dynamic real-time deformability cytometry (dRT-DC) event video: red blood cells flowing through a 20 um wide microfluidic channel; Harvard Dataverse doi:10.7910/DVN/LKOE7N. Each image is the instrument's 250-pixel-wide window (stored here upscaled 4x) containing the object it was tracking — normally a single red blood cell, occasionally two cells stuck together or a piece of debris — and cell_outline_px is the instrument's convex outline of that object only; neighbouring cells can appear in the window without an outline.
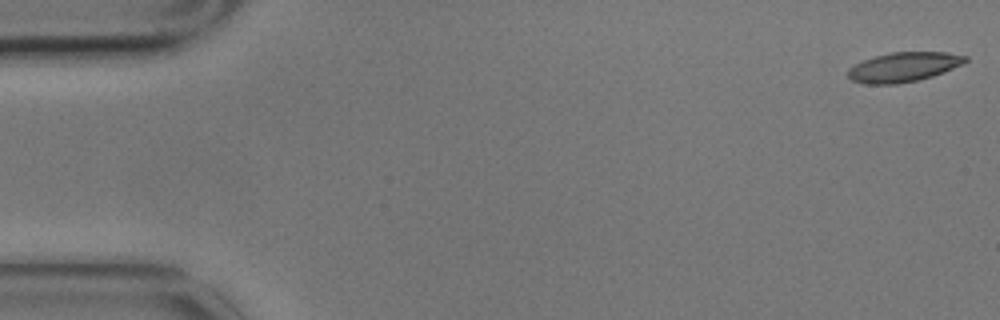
{"species": "common noctule bat (a hibernating species)", "species_latin": "Nyctalus noctula", "temperature_condition": "cold", "stored_images_in_passage": 5, "camera_frame_rate_fps": 3000, "um_per_image_px": 0.085, "animal": {"sex": "male", "body_mass_g": 17.9}, "frame": {"image": 1, "passage_image": 1, "time_ms": 0.0, "image_size_px": [1000, 320], "cell_outline_px": [[968, 60], [964, 64], [944, 72], [932, 76], [916, 80], [896, 84], [868, 84], [852, 80], [848, 76], [848, 68], [864, 60], [876, 56], [892, 52], [948, 52], [968, 56]], "centroid_in_image_um": [76.85, 5.69], "position_along_channel_um": 8.1, "area_um2": 20.11}}
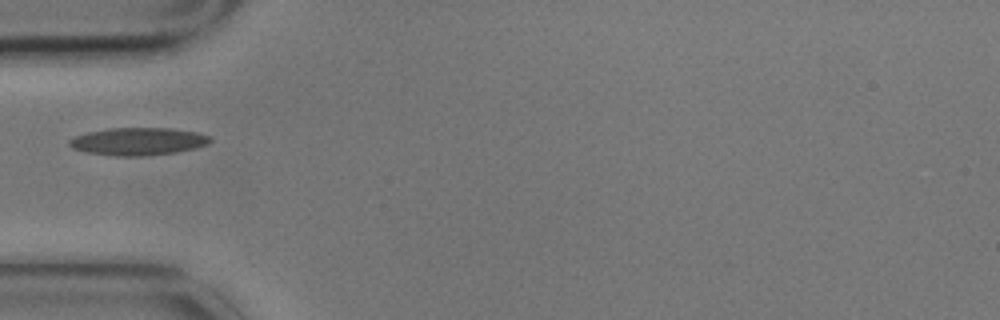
{"frame": {"image": 2, "passage_image": 5, "time_ms": 1.333, "image_size_px": [1000, 320], "cell_outline_px": [[212, 140], [208, 144], [196, 148], [176, 152], [144, 156], [112, 156], [88, 152], [72, 148], [68, 144], [68, 140], [76, 136], [88, 132], [108, 128], [172, 128], [196, 132], [212, 136]], "centroid_in_image_um": [11.77, 12.02], "position_along_channel_um": 73.2, "area_um2": 22.77}}